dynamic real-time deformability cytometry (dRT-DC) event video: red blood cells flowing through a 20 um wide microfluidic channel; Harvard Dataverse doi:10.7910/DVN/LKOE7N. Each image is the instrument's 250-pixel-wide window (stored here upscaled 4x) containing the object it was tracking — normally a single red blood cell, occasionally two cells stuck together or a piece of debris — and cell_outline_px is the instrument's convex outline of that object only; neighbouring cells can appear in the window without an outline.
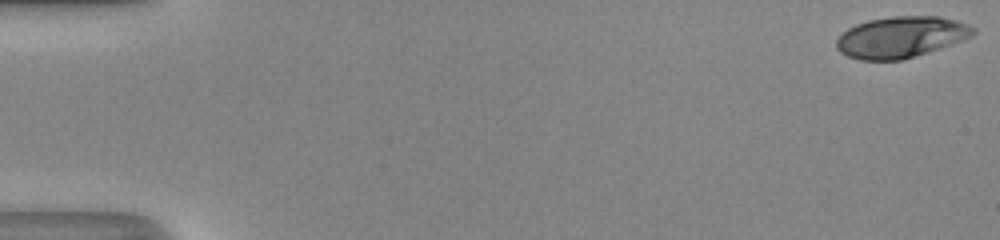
{"species": "human", "species_latin": "Homo sapiens", "temperature_condition": "room temperature", "stored_images_in_passage": 44, "camera_frame_rate_fps": 3000, "um_per_image_px": 0.085, "donor": {"sex": "male"}, "frame": {"image": 1, "passage_image": 1, "time_ms": 0.0, "image_size_px": [1000, 240], "cell_outline_px": [[976, 32], [972, 36], [952, 44], [940, 48], [900, 60], [860, 60], [848, 56], [840, 52], [836, 48], [836, 40], [848, 28], [856, 24], [868, 20], [892, 16], [940, 16], [956, 20], [968, 24], [976, 28]], "centroid_in_image_um": [76.59, 3.14], "position_along_channel_um": 8.4, "area_um2": 32.77}}
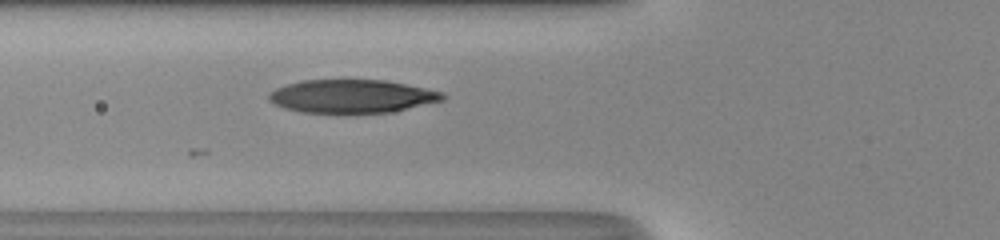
{"frame": {"image": 2, "passage_image": 20, "time_ms": 6.333, "image_size_px": [1000, 240], "cell_outline_px": [[448, 96], [444, 100], [388, 112], [352, 116], [348, 116], [300, 112], [284, 108], [268, 100], [268, 96], [276, 88], [300, 80], [384, 80], [444, 92]], "centroid_in_image_um": [29.89, 8.23], "position_along_channel_um": 95.9, "area_um2": 34.56}}
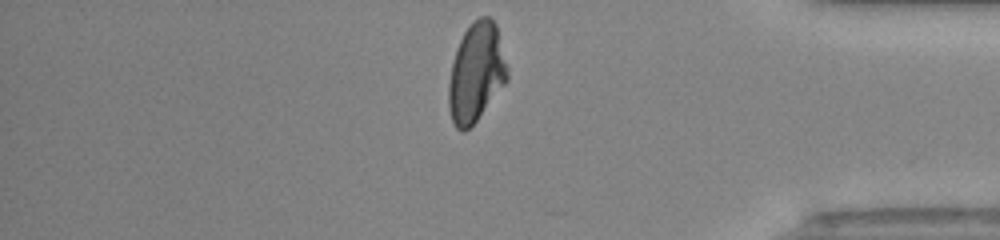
{"frame": {"image": 3, "passage_image": 43, "time_ms": 14.0, "image_size_px": [1000, 240], "cell_outline_px": [[508, 80], [476, 120], [464, 132], [460, 132], [456, 128], [452, 120], [448, 104], [448, 84], [452, 64], [456, 48], [464, 32], [472, 20], [480, 16], [488, 16], [496, 24], [508, 68]], "centroid_in_image_um": [40.47, 6.15], "position_along_channel_um": 394.7, "area_um2": 33.76}, "authors_computed_cell_mechanics": {"area_um2": 33.9864, "velocity_mm_per_s": 4.2232, "shape_relaxation_time_tau1_ms": 5.5027, "shape_relaxation_time_tau2_ms": 1.1329, "deformation_change_tau1": 0.2403, "deformation_change_tau2": 0.0716}}